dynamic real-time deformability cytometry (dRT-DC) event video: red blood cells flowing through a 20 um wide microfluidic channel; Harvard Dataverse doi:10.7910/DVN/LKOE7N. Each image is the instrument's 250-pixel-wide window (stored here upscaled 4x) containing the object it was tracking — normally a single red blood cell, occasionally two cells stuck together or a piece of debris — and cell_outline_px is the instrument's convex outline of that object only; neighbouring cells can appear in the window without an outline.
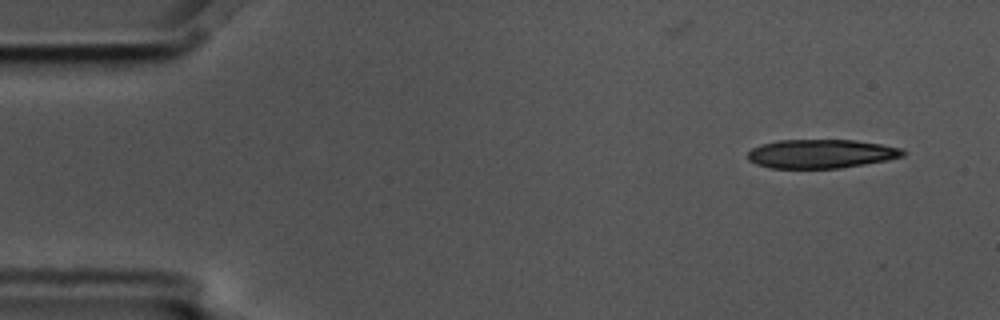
{"species": "common noctule bat (a hibernating species)", "species_latin": "Nyctalus noctula", "temperature_condition": "cold", "stored_images_in_passage": 5, "camera_frame_rate_fps": 3000, "um_per_image_px": 0.085, "animal": {"sex": "male", "body_mass_g": 17.5, "forearm_length_mm": 52.3}, "frame": {"image": 1, "passage_image": 1, "time_ms": 0.0, "image_size_px": [1000, 320], "cell_outline_px": [[908, 152], [904, 156], [888, 160], [840, 168], [768, 168], [756, 164], [748, 160], [748, 152], [752, 148], [760, 144], [776, 140], [856, 140], [904, 148]], "centroid_in_image_um": [69.81, 13.07], "position_along_channel_um": 15.2, "area_um2": 26.36}}